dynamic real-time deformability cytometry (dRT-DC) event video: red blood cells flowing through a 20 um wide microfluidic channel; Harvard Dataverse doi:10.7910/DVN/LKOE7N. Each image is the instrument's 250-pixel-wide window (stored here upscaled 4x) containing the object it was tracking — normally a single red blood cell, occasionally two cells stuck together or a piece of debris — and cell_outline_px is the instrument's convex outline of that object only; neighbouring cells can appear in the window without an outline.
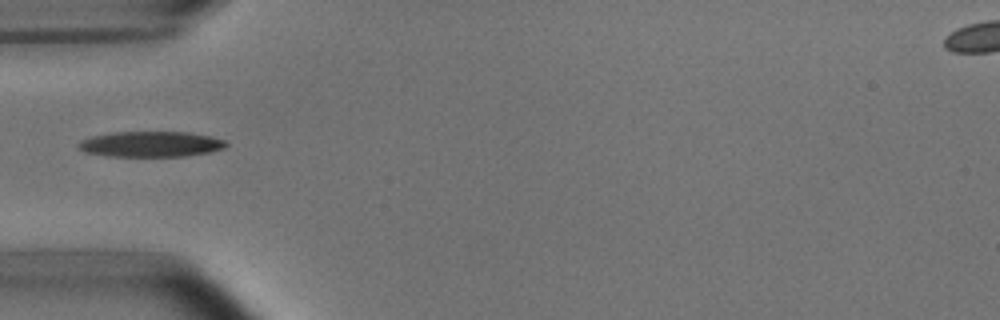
{"species": "common noctule bat (a hibernating species)", "species_latin": "Nyctalus noctula", "temperature_condition": "room temperature", "stored_images_in_passage": 5, "camera_frame_rate_fps": 3000, "um_per_image_px": 0.085, "animal": {"sex": "male", "body_mass_g": 15.6}, "frame": {"image": 1, "passage_image": 4, "time_ms": 4.333, "image_size_px": [1000, 320], "cell_outline_px": [[228, 144], [224, 148], [208, 152], [184, 156], [108, 156], [84, 152], [76, 144], [80, 140], [92, 136], [112, 132], [188, 132], [212, 136], [224, 140]], "centroid_in_image_um": [12.8, 12.24], "position_along_channel_um": 72.2, "area_um2": 21.96}}